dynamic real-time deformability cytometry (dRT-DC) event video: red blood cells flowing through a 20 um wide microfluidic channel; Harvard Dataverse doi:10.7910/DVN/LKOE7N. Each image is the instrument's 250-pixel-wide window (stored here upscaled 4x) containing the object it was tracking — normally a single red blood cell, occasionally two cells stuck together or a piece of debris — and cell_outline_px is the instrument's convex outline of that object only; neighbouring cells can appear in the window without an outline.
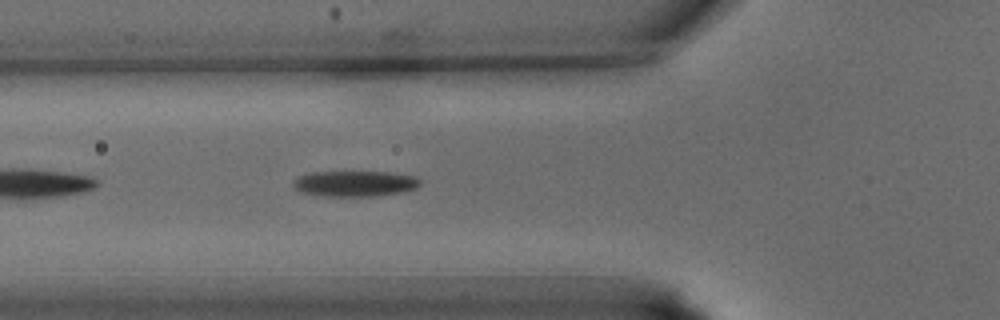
{"species": "common noctule bat (a hibernating species)", "species_latin": "Nyctalus noctula", "temperature_condition": "warm", "stored_images_in_passage": 36, "segment_of_instrument_passage": [2, 2], "camera_frame_rate_fps": 3000, "um_per_image_px": 0.085, "animal": {"sex": "male", "body_mass_g": 15.6}, "frame": {"image": 1, "passage_image": 12, "time_ms": 3.667, "image_size_px": [1000, 320], "cell_outline_px": [[420, 184], [416, 188], [404, 192], [372, 196], [324, 196], [300, 192], [292, 184], [292, 180], [300, 176], [312, 172], [392, 172], [416, 176], [420, 180]], "centroid_in_image_um": [30.18, 15.6], "position_along_channel_um": 95.6, "area_um2": 19.07}}
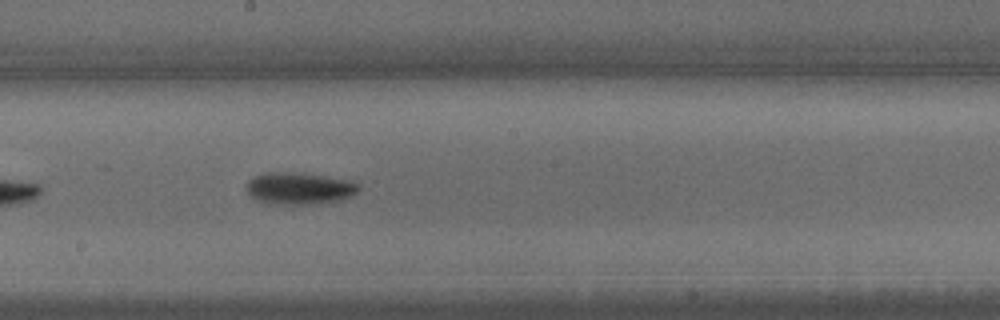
{"frame": {"image": 2, "passage_image": 19, "time_ms": 6.0, "image_size_px": [1000, 320], "cell_outline_px": [[360, 188], [352, 196], [336, 200], [308, 204], [284, 204], [260, 200], [252, 196], [248, 192], [248, 180], [252, 176], [264, 172], [288, 172], [352, 180], [360, 184]], "centroid_in_image_um": [25.46, 15.99], "position_along_channel_um": 222.7, "area_um2": 20.35}}
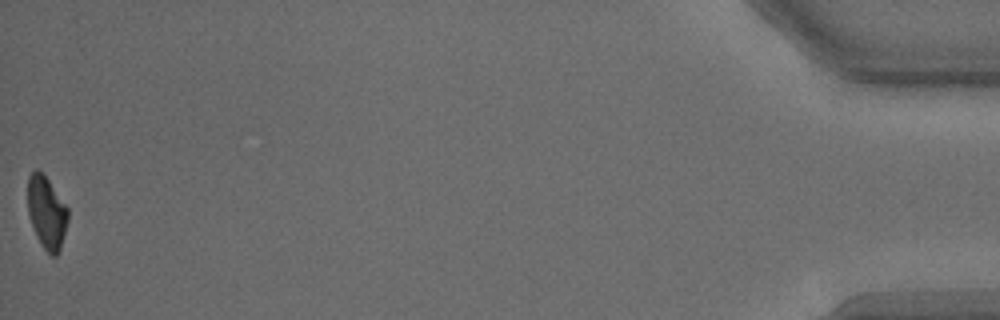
{"frame": {"image": 3, "passage_image": 36, "time_ms": 11.667, "image_size_px": [1000, 320], "cell_outline_px": [[68, 220], [60, 248], [56, 256], [52, 256], [44, 248], [36, 236], [28, 212], [28, 176], [36, 168], [48, 180], [68, 208]], "centroid_in_image_um": [3.96, 18.06], "position_along_channel_um": 431.2, "area_um2": 16.65}}